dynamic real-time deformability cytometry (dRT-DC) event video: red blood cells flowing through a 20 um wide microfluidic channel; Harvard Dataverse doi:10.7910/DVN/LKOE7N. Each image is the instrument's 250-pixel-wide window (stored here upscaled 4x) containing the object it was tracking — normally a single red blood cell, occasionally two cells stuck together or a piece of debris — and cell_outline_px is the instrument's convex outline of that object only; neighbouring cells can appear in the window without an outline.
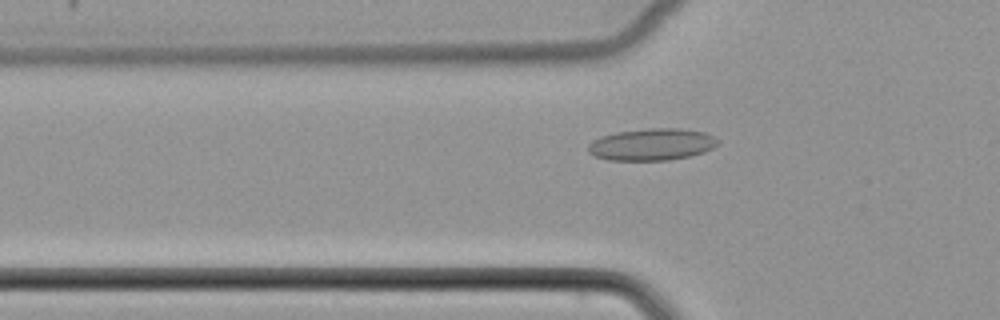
{"species": "common noctule bat (a hibernating species)", "species_latin": "Nyctalus noctula", "temperature_condition": "cold", "stored_images_in_passage": 52, "camera_frame_rate_fps": 3000, "um_per_image_px": 0.085, "animal": {"sex": "female", "body_mass_g": 22.7, "forearm_length_mm": 54.2}, "frame": {"image": 1, "passage_image": 18, "time_ms": 5.667, "image_size_px": [1000, 320], "cell_outline_px": [[720, 140], [712, 148], [704, 152], [688, 156], [668, 160], [608, 160], [592, 156], [588, 152], [588, 144], [592, 140], [600, 136], [616, 132], [648, 128], [680, 128], [704, 132]], "centroid_in_image_um": [55.35, 12.27], "position_along_channel_um": 70.4, "area_um2": 24.22}}
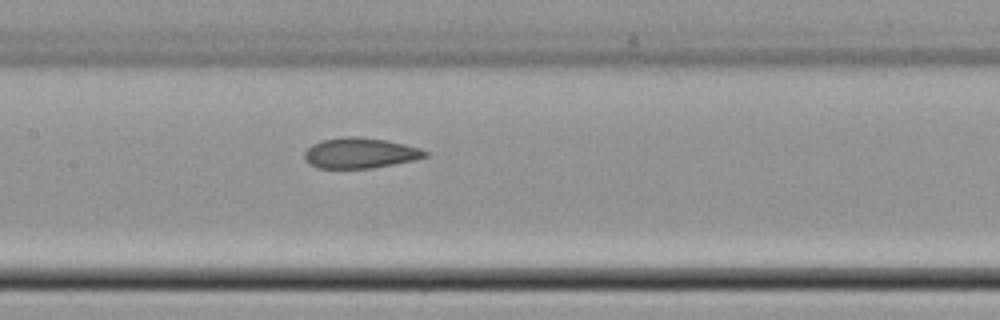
{"frame": {"image": 2, "passage_image": 26, "time_ms": 8.333, "image_size_px": [1000, 320], "cell_outline_px": [[428, 156], [416, 160], [372, 168], [316, 168], [308, 164], [304, 160], [304, 152], [312, 144], [324, 140], [348, 136], [356, 136], [384, 140], [404, 144], [420, 148], [428, 152]], "centroid_in_image_um": [30.6, 13.02], "position_along_channel_um": 176.8, "area_um2": 21.44}}
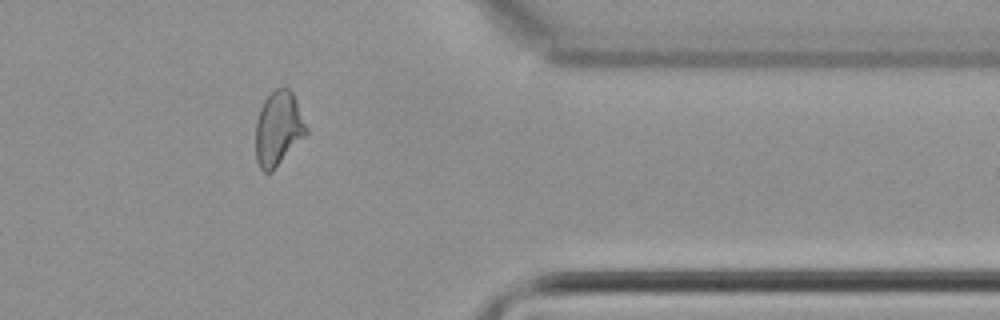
{"frame": {"image": 3, "passage_image": 43, "time_ms": 14.0, "image_size_px": [1000, 320], "cell_outline_px": [[308, 132], [272, 172], [264, 172], [260, 168], [256, 160], [256, 120], [260, 108], [264, 100], [276, 88], [288, 88], [292, 92], [296, 100], [308, 128]], "centroid_in_image_um": [23.65, 10.93], "position_along_channel_um": 387.8, "area_um2": 21.79}}